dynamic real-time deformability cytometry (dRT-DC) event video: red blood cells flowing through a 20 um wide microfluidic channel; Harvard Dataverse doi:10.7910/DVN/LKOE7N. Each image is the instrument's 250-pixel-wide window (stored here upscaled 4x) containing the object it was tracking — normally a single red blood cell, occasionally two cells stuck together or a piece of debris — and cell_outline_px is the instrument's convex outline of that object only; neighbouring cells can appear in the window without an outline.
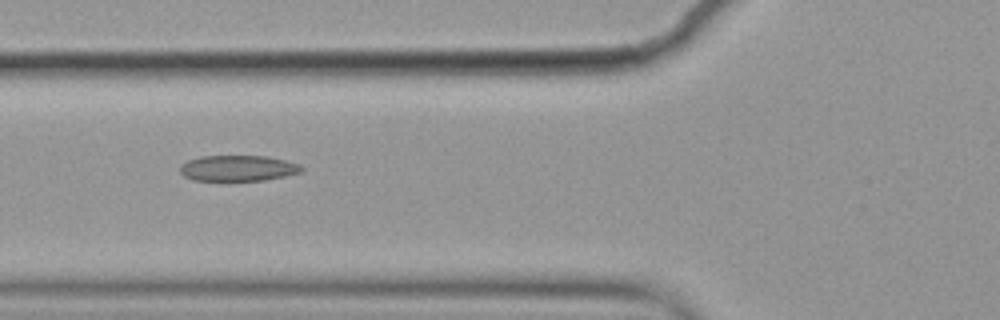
{"species": "common noctule bat (a hibernating species)", "species_latin": "Nyctalus noctula", "temperature_condition": "cold", "stored_images_in_passage": 5, "camera_frame_rate_fps": 3000, "um_per_image_px": 0.085, "animal": {"sex": "female", "body_mass_g": 19.9}, "frame": {"image": 1, "passage_image": 3, "time_ms": 0.667, "image_size_px": [1000, 320], "cell_outline_px": [[304, 168], [300, 172], [284, 176], [264, 180], [192, 180], [184, 176], [180, 172], [180, 164], [188, 160], [200, 156], [268, 156], [300, 164]], "centroid_in_image_um": [20.2, 14.29], "position_along_channel_um": 105.6, "area_um2": 18.21}}
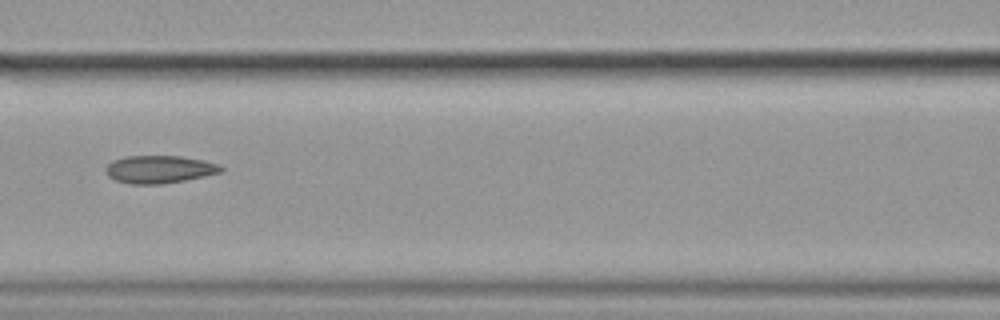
{"frame": {"image": 2, "passage_image": 4, "time_ms": 1.0, "image_size_px": [1000, 320], "cell_outline_px": [[224, 168], [220, 172], [204, 176], [184, 180], [160, 184], [128, 184], [116, 180], [108, 176], [104, 172], [104, 168], [112, 160], [124, 156], [180, 156], [204, 160], [220, 164]], "centroid_in_image_um": [13.51, 14.38], "position_along_channel_um": 153.1, "area_um2": 18.73}}
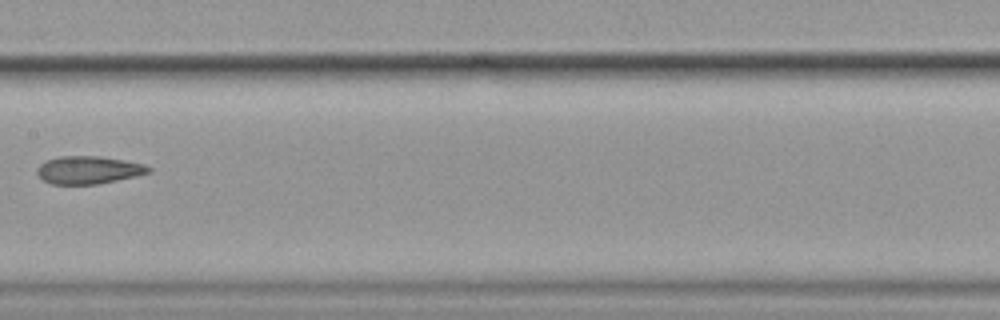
{"frame": {"image": 3, "passage_image": 5, "time_ms": 1.333, "image_size_px": [1000, 320], "cell_outline_px": [[152, 172], [136, 176], [96, 184], [52, 184], [44, 180], [36, 172], [36, 168], [44, 160], [60, 156], [100, 156], [124, 160], [144, 164], [152, 168]], "centroid_in_image_um": [7.52, 14.44], "position_along_channel_um": 199.9, "area_um2": 18.09}}